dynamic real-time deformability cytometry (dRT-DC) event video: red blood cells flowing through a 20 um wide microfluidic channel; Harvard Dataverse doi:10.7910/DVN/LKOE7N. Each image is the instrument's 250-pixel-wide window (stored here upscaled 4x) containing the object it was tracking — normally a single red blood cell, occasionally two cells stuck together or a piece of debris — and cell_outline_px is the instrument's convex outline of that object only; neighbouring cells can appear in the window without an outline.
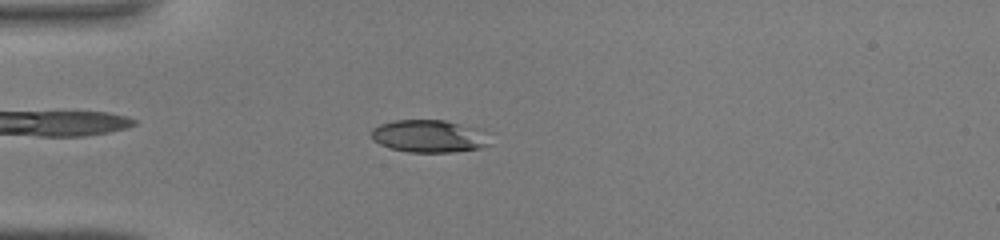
{"species": "common noctule bat (a hibernating species)", "species_latin": "Nyctalus noctula", "temperature_condition": "warm", "stored_images_in_passage": 44, "camera_frame_rate_fps": 3000, "um_per_image_px": 0.085, "animal": {"sex": "male", "body_mass_g": 19.0, "forearm_length_mm": 50.8}, "frame": {"image": 1, "passage_image": 12, "time_ms": 3.667, "image_size_px": [1000, 240], "cell_outline_px": [[496, 132], [492, 144], [480, 148], [452, 152], [408, 152], [388, 148], [372, 140], [372, 128], [380, 124], [396, 120], [444, 120], [484, 128]], "centroid_in_image_um": [36.66, 11.57], "position_along_channel_um": 48.3, "area_um2": 23.52}}
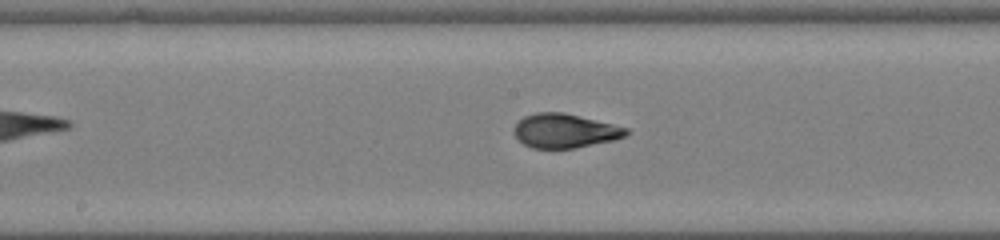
{"frame": {"image": 2, "passage_image": 23, "time_ms": 7.333, "image_size_px": [1000, 240], "cell_outline_px": [[628, 132], [624, 136], [616, 140], [576, 148], [532, 148], [524, 144], [512, 132], [512, 128], [524, 116], [536, 112], [564, 112], [628, 128]], "centroid_in_image_um": [47.99, 11.12], "position_along_channel_um": 200.2, "area_um2": 22.31}}
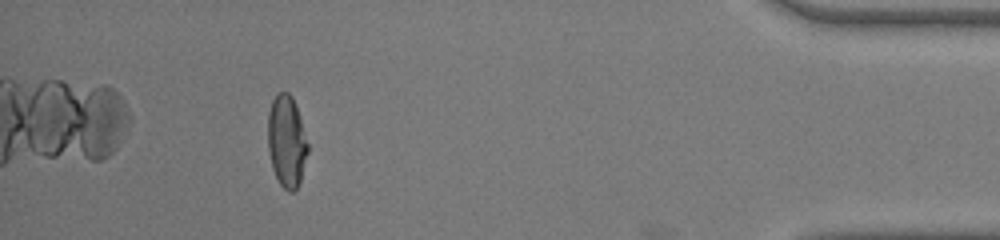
{"frame": {"image": 3, "passage_image": 40, "time_ms": 13.0, "image_size_px": [1000, 240], "cell_outline_px": [[308, 152], [300, 180], [296, 188], [292, 192], [288, 192], [280, 184], [272, 168], [268, 148], [268, 112], [272, 100], [276, 92], [288, 92], [292, 96], [296, 104], [300, 116], [308, 144]], "centroid_in_image_um": [24.36, 11.97], "position_along_channel_um": 410.8, "area_um2": 21.44}}